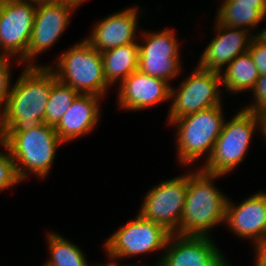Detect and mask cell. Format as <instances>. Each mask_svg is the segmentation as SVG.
<instances>
[{
    "label": "cell",
    "mask_w": 266,
    "mask_h": 266,
    "mask_svg": "<svg viewBox=\"0 0 266 266\" xmlns=\"http://www.w3.org/2000/svg\"><path fill=\"white\" fill-rule=\"evenodd\" d=\"M52 87L49 66H25L10 88L0 113V137L4 133L24 132L45 123V110Z\"/></svg>",
    "instance_id": "obj_1"
},
{
    "label": "cell",
    "mask_w": 266,
    "mask_h": 266,
    "mask_svg": "<svg viewBox=\"0 0 266 266\" xmlns=\"http://www.w3.org/2000/svg\"><path fill=\"white\" fill-rule=\"evenodd\" d=\"M222 175L203 169L189 172V183L180 220L181 236H210V228L225 222L228 198L218 190L212 180Z\"/></svg>",
    "instance_id": "obj_2"
},
{
    "label": "cell",
    "mask_w": 266,
    "mask_h": 266,
    "mask_svg": "<svg viewBox=\"0 0 266 266\" xmlns=\"http://www.w3.org/2000/svg\"><path fill=\"white\" fill-rule=\"evenodd\" d=\"M62 143L55 127L45 123L24 132L4 133L0 137V145L14 160L20 181L30 172L39 178L48 176L57 148Z\"/></svg>",
    "instance_id": "obj_3"
},
{
    "label": "cell",
    "mask_w": 266,
    "mask_h": 266,
    "mask_svg": "<svg viewBox=\"0 0 266 266\" xmlns=\"http://www.w3.org/2000/svg\"><path fill=\"white\" fill-rule=\"evenodd\" d=\"M57 69H53L56 79L71 86L79 94L103 97L110 87L104 76L101 52L86 39L76 43L58 56Z\"/></svg>",
    "instance_id": "obj_4"
},
{
    "label": "cell",
    "mask_w": 266,
    "mask_h": 266,
    "mask_svg": "<svg viewBox=\"0 0 266 266\" xmlns=\"http://www.w3.org/2000/svg\"><path fill=\"white\" fill-rule=\"evenodd\" d=\"M221 107L200 110L170 122L177 127V155L181 164H193L206 153V161L209 159L225 122Z\"/></svg>",
    "instance_id": "obj_5"
},
{
    "label": "cell",
    "mask_w": 266,
    "mask_h": 266,
    "mask_svg": "<svg viewBox=\"0 0 266 266\" xmlns=\"http://www.w3.org/2000/svg\"><path fill=\"white\" fill-rule=\"evenodd\" d=\"M256 129L262 130L260 114L244 109L237 112L231 120L224 122L212 154L201 169L222 176L231 172L246 156Z\"/></svg>",
    "instance_id": "obj_6"
},
{
    "label": "cell",
    "mask_w": 266,
    "mask_h": 266,
    "mask_svg": "<svg viewBox=\"0 0 266 266\" xmlns=\"http://www.w3.org/2000/svg\"><path fill=\"white\" fill-rule=\"evenodd\" d=\"M171 234L164 226L138 214L106 240L105 251L115 260L163 250Z\"/></svg>",
    "instance_id": "obj_7"
},
{
    "label": "cell",
    "mask_w": 266,
    "mask_h": 266,
    "mask_svg": "<svg viewBox=\"0 0 266 266\" xmlns=\"http://www.w3.org/2000/svg\"><path fill=\"white\" fill-rule=\"evenodd\" d=\"M221 74L203 70L198 66L178 89L171 86L170 99L173 103L168 114V122L200 110L222 105L220 100ZM177 91V92H176Z\"/></svg>",
    "instance_id": "obj_8"
},
{
    "label": "cell",
    "mask_w": 266,
    "mask_h": 266,
    "mask_svg": "<svg viewBox=\"0 0 266 266\" xmlns=\"http://www.w3.org/2000/svg\"><path fill=\"white\" fill-rule=\"evenodd\" d=\"M188 183L189 173L154 186L145 196L139 214L175 234L180 229Z\"/></svg>",
    "instance_id": "obj_9"
},
{
    "label": "cell",
    "mask_w": 266,
    "mask_h": 266,
    "mask_svg": "<svg viewBox=\"0 0 266 266\" xmlns=\"http://www.w3.org/2000/svg\"><path fill=\"white\" fill-rule=\"evenodd\" d=\"M37 3L25 0H0V54L19 56L27 62Z\"/></svg>",
    "instance_id": "obj_10"
},
{
    "label": "cell",
    "mask_w": 266,
    "mask_h": 266,
    "mask_svg": "<svg viewBox=\"0 0 266 266\" xmlns=\"http://www.w3.org/2000/svg\"><path fill=\"white\" fill-rule=\"evenodd\" d=\"M210 237L171 234L155 266H230Z\"/></svg>",
    "instance_id": "obj_11"
},
{
    "label": "cell",
    "mask_w": 266,
    "mask_h": 266,
    "mask_svg": "<svg viewBox=\"0 0 266 266\" xmlns=\"http://www.w3.org/2000/svg\"><path fill=\"white\" fill-rule=\"evenodd\" d=\"M74 9L76 7L69 3L54 1L37 3L26 66H38L31 63L34 61L31 59L54 45L68 27Z\"/></svg>",
    "instance_id": "obj_12"
},
{
    "label": "cell",
    "mask_w": 266,
    "mask_h": 266,
    "mask_svg": "<svg viewBox=\"0 0 266 266\" xmlns=\"http://www.w3.org/2000/svg\"><path fill=\"white\" fill-rule=\"evenodd\" d=\"M225 224L241 238L251 239L255 246L266 242V192H259L238 206L229 199Z\"/></svg>",
    "instance_id": "obj_13"
},
{
    "label": "cell",
    "mask_w": 266,
    "mask_h": 266,
    "mask_svg": "<svg viewBox=\"0 0 266 266\" xmlns=\"http://www.w3.org/2000/svg\"><path fill=\"white\" fill-rule=\"evenodd\" d=\"M215 22L217 35L203 51L197 66L203 70L221 73L222 66H227L237 56L248 52L254 36L250 31Z\"/></svg>",
    "instance_id": "obj_14"
},
{
    "label": "cell",
    "mask_w": 266,
    "mask_h": 266,
    "mask_svg": "<svg viewBox=\"0 0 266 266\" xmlns=\"http://www.w3.org/2000/svg\"><path fill=\"white\" fill-rule=\"evenodd\" d=\"M170 85L164 79L136 70L120 84L118 105L131 111L152 107L170 99Z\"/></svg>",
    "instance_id": "obj_15"
},
{
    "label": "cell",
    "mask_w": 266,
    "mask_h": 266,
    "mask_svg": "<svg viewBox=\"0 0 266 266\" xmlns=\"http://www.w3.org/2000/svg\"><path fill=\"white\" fill-rule=\"evenodd\" d=\"M137 7L114 13L101 20L93 28L90 37L85 38L100 52L135 42L137 30Z\"/></svg>",
    "instance_id": "obj_16"
},
{
    "label": "cell",
    "mask_w": 266,
    "mask_h": 266,
    "mask_svg": "<svg viewBox=\"0 0 266 266\" xmlns=\"http://www.w3.org/2000/svg\"><path fill=\"white\" fill-rule=\"evenodd\" d=\"M96 95L79 94L62 119L55 131L63 143L82 137L99 121L100 99Z\"/></svg>",
    "instance_id": "obj_17"
},
{
    "label": "cell",
    "mask_w": 266,
    "mask_h": 266,
    "mask_svg": "<svg viewBox=\"0 0 266 266\" xmlns=\"http://www.w3.org/2000/svg\"><path fill=\"white\" fill-rule=\"evenodd\" d=\"M138 43H129L101 52L104 76L107 84L122 83L131 73L138 70Z\"/></svg>",
    "instance_id": "obj_18"
},
{
    "label": "cell",
    "mask_w": 266,
    "mask_h": 266,
    "mask_svg": "<svg viewBox=\"0 0 266 266\" xmlns=\"http://www.w3.org/2000/svg\"><path fill=\"white\" fill-rule=\"evenodd\" d=\"M265 17L266 4H246L223 0L217 11L216 21L222 25L248 31L249 28L252 30L257 27L262 20L266 19Z\"/></svg>",
    "instance_id": "obj_19"
},
{
    "label": "cell",
    "mask_w": 266,
    "mask_h": 266,
    "mask_svg": "<svg viewBox=\"0 0 266 266\" xmlns=\"http://www.w3.org/2000/svg\"><path fill=\"white\" fill-rule=\"evenodd\" d=\"M225 68L220 73L221 83L233 93L253 90L260 76L249 52L237 56Z\"/></svg>",
    "instance_id": "obj_20"
},
{
    "label": "cell",
    "mask_w": 266,
    "mask_h": 266,
    "mask_svg": "<svg viewBox=\"0 0 266 266\" xmlns=\"http://www.w3.org/2000/svg\"><path fill=\"white\" fill-rule=\"evenodd\" d=\"M79 93L56 79L52 70V87L45 110V124L56 127Z\"/></svg>",
    "instance_id": "obj_21"
},
{
    "label": "cell",
    "mask_w": 266,
    "mask_h": 266,
    "mask_svg": "<svg viewBox=\"0 0 266 266\" xmlns=\"http://www.w3.org/2000/svg\"><path fill=\"white\" fill-rule=\"evenodd\" d=\"M51 258L44 266H89L82 250L56 233H48Z\"/></svg>",
    "instance_id": "obj_22"
},
{
    "label": "cell",
    "mask_w": 266,
    "mask_h": 266,
    "mask_svg": "<svg viewBox=\"0 0 266 266\" xmlns=\"http://www.w3.org/2000/svg\"><path fill=\"white\" fill-rule=\"evenodd\" d=\"M144 45H138L139 56H180L179 44L172 30L164 29L157 33H144Z\"/></svg>",
    "instance_id": "obj_23"
},
{
    "label": "cell",
    "mask_w": 266,
    "mask_h": 266,
    "mask_svg": "<svg viewBox=\"0 0 266 266\" xmlns=\"http://www.w3.org/2000/svg\"><path fill=\"white\" fill-rule=\"evenodd\" d=\"M180 56H139L138 70L152 77H158L169 82L179 75Z\"/></svg>",
    "instance_id": "obj_24"
},
{
    "label": "cell",
    "mask_w": 266,
    "mask_h": 266,
    "mask_svg": "<svg viewBox=\"0 0 266 266\" xmlns=\"http://www.w3.org/2000/svg\"><path fill=\"white\" fill-rule=\"evenodd\" d=\"M20 182L15 169V163L9 151L0 152V191Z\"/></svg>",
    "instance_id": "obj_25"
},
{
    "label": "cell",
    "mask_w": 266,
    "mask_h": 266,
    "mask_svg": "<svg viewBox=\"0 0 266 266\" xmlns=\"http://www.w3.org/2000/svg\"><path fill=\"white\" fill-rule=\"evenodd\" d=\"M9 58L12 57L0 54V108L3 107L0 111L5 108L10 94L11 73Z\"/></svg>",
    "instance_id": "obj_26"
},
{
    "label": "cell",
    "mask_w": 266,
    "mask_h": 266,
    "mask_svg": "<svg viewBox=\"0 0 266 266\" xmlns=\"http://www.w3.org/2000/svg\"><path fill=\"white\" fill-rule=\"evenodd\" d=\"M254 102L252 105L243 108L246 111L262 115L266 112V74L259 76L254 89L252 90Z\"/></svg>",
    "instance_id": "obj_27"
},
{
    "label": "cell",
    "mask_w": 266,
    "mask_h": 266,
    "mask_svg": "<svg viewBox=\"0 0 266 266\" xmlns=\"http://www.w3.org/2000/svg\"><path fill=\"white\" fill-rule=\"evenodd\" d=\"M248 52L258 69L259 75L266 74V44H263L254 36L251 40Z\"/></svg>",
    "instance_id": "obj_28"
},
{
    "label": "cell",
    "mask_w": 266,
    "mask_h": 266,
    "mask_svg": "<svg viewBox=\"0 0 266 266\" xmlns=\"http://www.w3.org/2000/svg\"><path fill=\"white\" fill-rule=\"evenodd\" d=\"M256 264L255 266H266V242L255 246Z\"/></svg>",
    "instance_id": "obj_29"
},
{
    "label": "cell",
    "mask_w": 266,
    "mask_h": 266,
    "mask_svg": "<svg viewBox=\"0 0 266 266\" xmlns=\"http://www.w3.org/2000/svg\"><path fill=\"white\" fill-rule=\"evenodd\" d=\"M54 2H61V3H69L75 7H78L81 5L82 2H84L85 0H52Z\"/></svg>",
    "instance_id": "obj_30"
},
{
    "label": "cell",
    "mask_w": 266,
    "mask_h": 266,
    "mask_svg": "<svg viewBox=\"0 0 266 266\" xmlns=\"http://www.w3.org/2000/svg\"><path fill=\"white\" fill-rule=\"evenodd\" d=\"M236 3H246V4H266V0H233Z\"/></svg>",
    "instance_id": "obj_31"
},
{
    "label": "cell",
    "mask_w": 266,
    "mask_h": 266,
    "mask_svg": "<svg viewBox=\"0 0 266 266\" xmlns=\"http://www.w3.org/2000/svg\"><path fill=\"white\" fill-rule=\"evenodd\" d=\"M258 40H260L263 44H266V28L262 29L260 33L258 32L254 35Z\"/></svg>",
    "instance_id": "obj_32"
},
{
    "label": "cell",
    "mask_w": 266,
    "mask_h": 266,
    "mask_svg": "<svg viewBox=\"0 0 266 266\" xmlns=\"http://www.w3.org/2000/svg\"><path fill=\"white\" fill-rule=\"evenodd\" d=\"M261 119H262V132H263V137L265 138V140H266V112L265 113H263L262 115H261Z\"/></svg>",
    "instance_id": "obj_33"
},
{
    "label": "cell",
    "mask_w": 266,
    "mask_h": 266,
    "mask_svg": "<svg viewBox=\"0 0 266 266\" xmlns=\"http://www.w3.org/2000/svg\"><path fill=\"white\" fill-rule=\"evenodd\" d=\"M25 1L34 2V3H43V2H50L52 0H25Z\"/></svg>",
    "instance_id": "obj_34"
},
{
    "label": "cell",
    "mask_w": 266,
    "mask_h": 266,
    "mask_svg": "<svg viewBox=\"0 0 266 266\" xmlns=\"http://www.w3.org/2000/svg\"><path fill=\"white\" fill-rule=\"evenodd\" d=\"M103 266H134V265H118L117 263H108V265H103ZM135 266H138V265H135ZM143 266V265H141Z\"/></svg>",
    "instance_id": "obj_35"
}]
</instances>
